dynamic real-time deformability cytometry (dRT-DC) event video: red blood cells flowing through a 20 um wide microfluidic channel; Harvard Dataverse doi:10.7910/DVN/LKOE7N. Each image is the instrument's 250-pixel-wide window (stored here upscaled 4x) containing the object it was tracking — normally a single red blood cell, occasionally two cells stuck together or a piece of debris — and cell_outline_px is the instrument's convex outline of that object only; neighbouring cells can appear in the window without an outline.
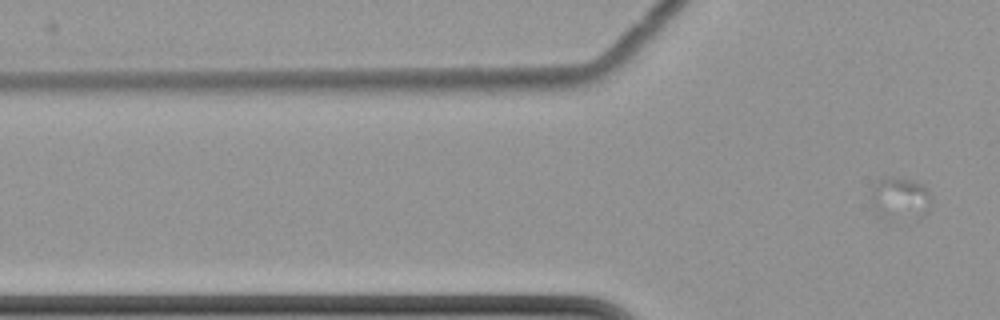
{"species": "common noctule bat (a hibernating species)", "species_latin": "Nyctalus noctula", "temperature_condition": "cold", "stored_images_in_passage": 7, "segment_of_instrument_passage": [2, 2], "camera_frame_rate_fps": 3000, "um_per_image_px": 0.085, "animal": {"sex": "female", "body_mass_g": 22.7, "forearm_length_mm": 54.2}, "frame": {"image": 1, "passage_image": 7, "time_ms": 8.0, "image_size_px": [1000, 320], "cell_outline_px": [[932, 208], [924, 216], [920, 216], [880, 212], [872, 204], [872, 184], [884, 176], [892, 176], [912, 180], [924, 184], [932, 192]], "centroid_in_image_um": [76.62, 16.71], "position_along_channel_um": 49.2, "area_um2": 14.22}}